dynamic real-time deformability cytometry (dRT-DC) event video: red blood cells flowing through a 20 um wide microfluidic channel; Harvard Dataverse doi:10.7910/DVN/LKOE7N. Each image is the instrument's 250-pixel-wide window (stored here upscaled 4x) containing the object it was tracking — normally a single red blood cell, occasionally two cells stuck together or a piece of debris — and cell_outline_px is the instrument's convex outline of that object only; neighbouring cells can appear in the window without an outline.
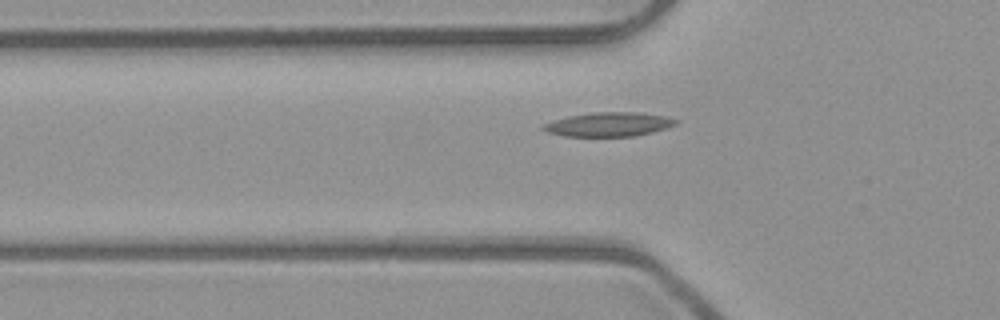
{"species": "common noctule bat (a hibernating species)", "species_latin": "Nyctalus noctula", "temperature_condition": "room temperature", "stored_images_in_passage": 33, "camera_frame_rate_fps": 3000, "um_per_image_px": 0.085, "animal": {"sex": "male", "body_mass_g": 23.1, "forearm_length_mm": 52.7}, "frame": {"image": 1, "passage_image": 5, "time_ms": 1.333, "image_size_px": [1000, 320], "cell_outline_px": [[680, 120], [676, 124], [668, 128], [636, 136], [564, 136], [548, 132], [540, 128], [544, 124], [552, 120], [568, 116], [592, 112], [640, 112], [668, 116]], "centroid_in_image_um": [51.79, 10.56], "position_along_channel_um": 74.0, "area_um2": 18.84}}
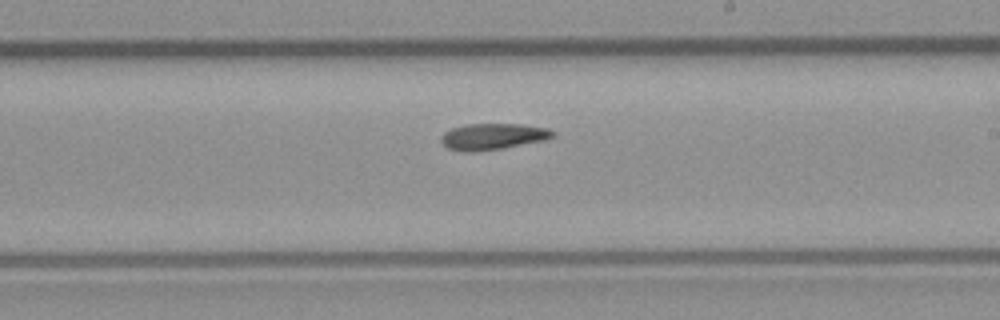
{"frame": {"image": 2, "passage_image": 18, "time_ms": 5.667, "image_size_px": [1000, 320], "cell_outline_px": [[556, 136], [548, 140], [500, 148], [448, 148], [440, 140], [440, 136], [444, 132], [452, 128], [464, 124], [520, 124], [548, 128], [556, 132]], "centroid_in_image_um": [42.02, 11.54], "position_along_channel_um": 247.0, "area_um2": 16.36}}
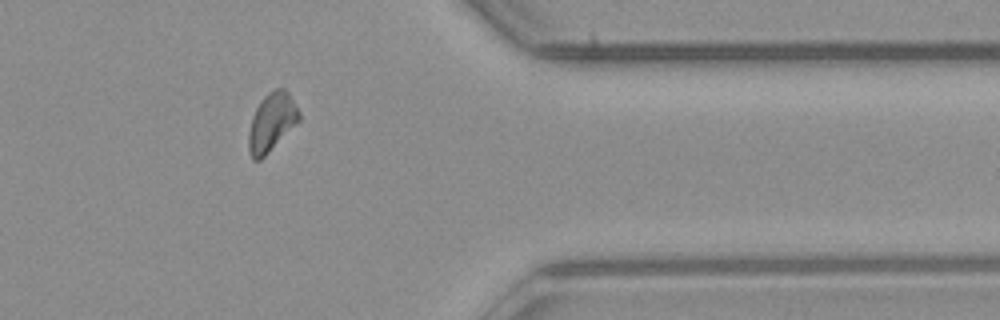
{"frame": {"image": 3, "passage_image": 30, "time_ms": 9.667, "image_size_px": [1000, 320], "cell_outline_px": [[300, 120], [260, 160], [252, 160], [248, 148], [248, 132], [252, 116], [260, 100], [268, 92], [276, 88], [284, 88], [288, 92], [300, 112]], "centroid_in_image_um": [23.07, 10.37], "position_along_channel_um": 388.3, "area_um2": 17.05}}